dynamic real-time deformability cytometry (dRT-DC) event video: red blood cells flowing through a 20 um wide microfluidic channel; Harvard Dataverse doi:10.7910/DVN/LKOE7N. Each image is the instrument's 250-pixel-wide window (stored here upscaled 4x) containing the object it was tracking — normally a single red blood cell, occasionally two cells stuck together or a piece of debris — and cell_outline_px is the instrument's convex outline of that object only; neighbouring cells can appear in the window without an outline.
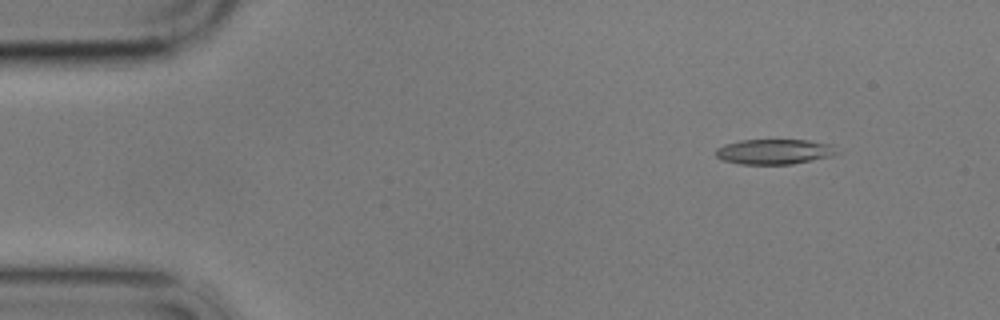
{"species": "common noctule bat (a hibernating species)", "species_latin": "Nyctalus noctula", "temperature_condition": "cold", "stored_images_in_passage": 3, "camera_frame_rate_fps": 3000, "um_per_image_px": 0.085, "animal": {"sex": "male", "body_mass_g": 17.9}, "frame": {"image": 1, "passage_image": 2, "time_ms": 1.0, "image_size_px": [1000, 320], "cell_outline_px": [[840, 152], [832, 156], [792, 164], [740, 164], [720, 160], [716, 156], [716, 148], [724, 144], [740, 140], [808, 140], [832, 144]], "centroid_in_image_um": [65.81, 12.89], "position_along_channel_um": 19.2, "area_um2": 17.92}}